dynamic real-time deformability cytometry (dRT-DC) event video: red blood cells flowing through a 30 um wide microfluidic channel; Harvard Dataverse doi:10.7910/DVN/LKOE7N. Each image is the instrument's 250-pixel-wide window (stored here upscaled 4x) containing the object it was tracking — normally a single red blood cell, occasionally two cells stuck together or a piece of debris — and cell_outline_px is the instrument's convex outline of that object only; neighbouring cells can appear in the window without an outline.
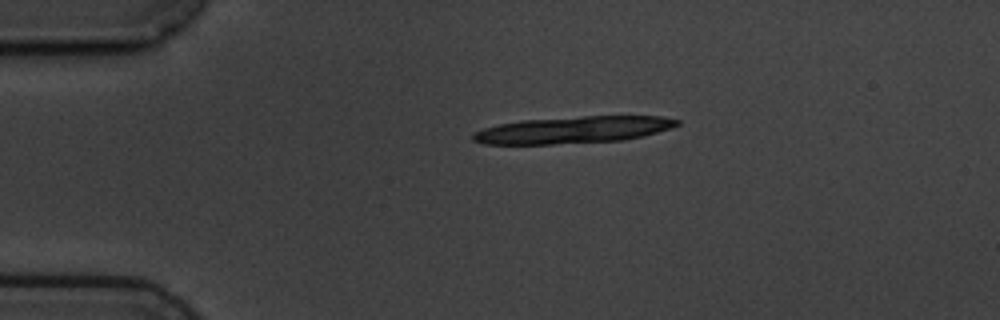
{"species": "common noctule bat (a hibernating species)", "species_latin": "Nyctalus noctula", "temperature_condition": "cold", "stored_images_in_passage": 6, "camera_frame_rate_fps": 3000, "um_per_image_px": 0.085, "animal": {"sex": "male", "body_mass_g": 19.5, "forearm_length_mm": 54.6}, "frame": {"image": 1, "passage_image": 1, "time_ms": 0.0, "image_size_px": [1000, 320], "cell_outline_px": [[680, 124], [672, 128], [624, 140], [552, 144], [484, 144], [472, 140], [472, 136], [476, 132], [484, 128], [500, 124], [520, 120], [584, 116], [664, 116], [680, 120]], "centroid_in_image_um": [48.74, 11.03], "position_along_channel_um": 36.3, "area_um2": 31.85}}
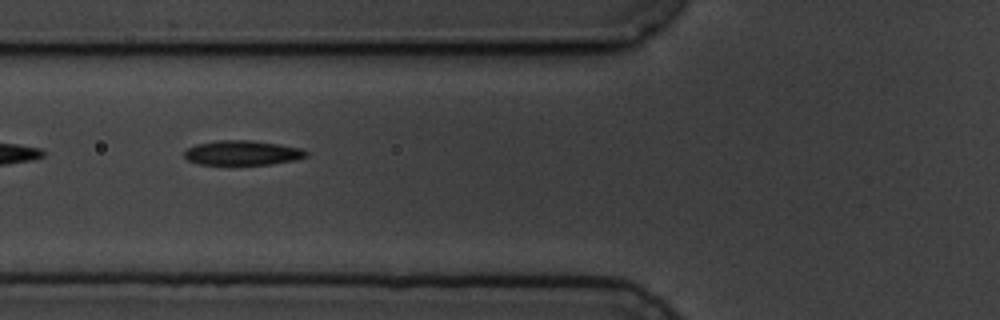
{"frame": {"image": 2, "passage_image": 4, "time_ms": 3.333, "image_size_px": [1000, 320], "cell_outline_px": [[308, 156], [296, 160], [272, 164], [200, 164], [188, 160], [184, 156], [184, 152], [188, 148], [196, 144], [216, 140], [248, 140], [280, 144], [300, 148], [308, 152]], "centroid_in_image_um": [20.62, 12.98], "position_along_channel_um": 105.2, "area_um2": 17.46}}
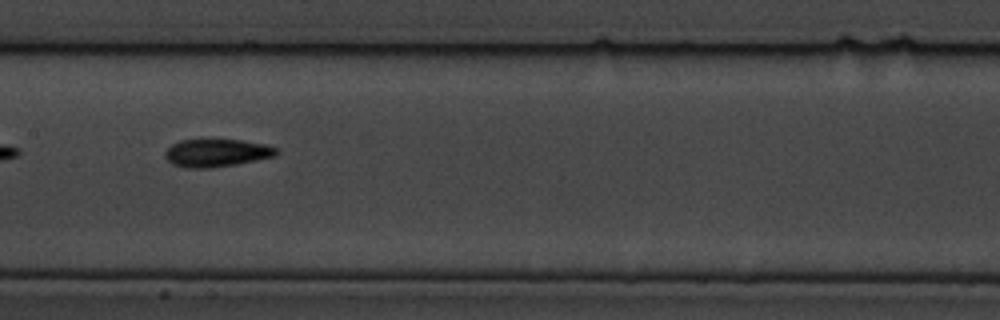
{"frame": {"image": 3, "passage_image": 6, "time_ms": 5.667, "image_size_px": [1000, 320], "cell_outline_px": [[280, 152], [276, 156], [236, 164], [208, 168], [184, 168], [172, 164], [164, 156], [164, 152], [172, 144], [180, 140], [212, 136], [268, 144], [280, 148]], "centroid_in_image_um": [18.43, 12.94], "position_along_channel_um": 189.0, "area_um2": 19.07}}